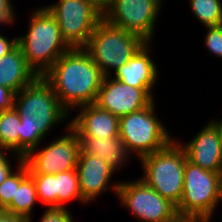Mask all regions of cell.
Returning <instances> with one entry per match:
<instances>
[{"label":"cell","mask_w":222,"mask_h":222,"mask_svg":"<svg viewBox=\"0 0 222 222\" xmlns=\"http://www.w3.org/2000/svg\"><path fill=\"white\" fill-rule=\"evenodd\" d=\"M154 97L149 88H136L105 76L95 104L120 118L145 108Z\"/></svg>","instance_id":"7c38bea8"},{"label":"cell","mask_w":222,"mask_h":222,"mask_svg":"<svg viewBox=\"0 0 222 222\" xmlns=\"http://www.w3.org/2000/svg\"><path fill=\"white\" fill-rule=\"evenodd\" d=\"M151 44L153 42H147L141 47L125 65L112 74L113 78L136 88H149L154 93L160 73L154 57H151Z\"/></svg>","instance_id":"9a60e30c"},{"label":"cell","mask_w":222,"mask_h":222,"mask_svg":"<svg viewBox=\"0 0 222 222\" xmlns=\"http://www.w3.org/2000/svg\"><path fill=\"white\" fill-rule=\"evenodd\" d=\"M146 43L140 35L115 27L103 19L94 29L84 49L104 76H112Z\"/></svg>","instance_id":"5b68a950"},{"label":"cell","mask_w":222,"mask_h":222,"mask_svg":"<svg viewBox=\"0 0 222 222\" xmlns=\"http://www.w3.org/2000/svg\"><path fill=\"white\" fill-rule=\"evenodd\" d=\"M211 122L216 126L217 130H218V134H219V138H220V144H221V150H222V119L217 118L214 119L210 118Z\"/></svg>","instance_id":"836d02e7"},{"label":"cell","mask_w":222,"mask_h":222,"mask_svg":"<svg viewBox=\"0 0 222 222\" xmlns=\"http://www.w3.org/2000/svg\"><path fill=\"white\" fill-rule=\"evenodd\" d=\"M38 202L36 185L33 178L28 175L18 187L11 204L4 210L8 213L18 214L32 222L33 207Z\"/></svg>","instance_id":"d6986e66"},{"label":"cell","mask_w":222,"mask_h":222,"mask_svg":"<svg viewBox=\"0 0 222 222\" xmlns=\"http://www.w3.org/2000/svg\"><path fill=\"white\" fill-rule=\"evenodd\" d=\"M9 155V156H8ZM11 155H17V154H14L6 149H3L0 147V166H13L12 165V160L10 158Z\"/></svg>","instance_id":"1f68e13d"},{"label":"cell","mask_w":222,"mask_h":222,"mask_svg":"<svg viewBox=\"0 0 222 222\" xmlns=\"http://www.w3.org/2000/svg\"><path fill=\"white\" fill-rule=\"evenodd\" d=\"M42 77L72 114V109L96 102L105 76L84 48H70Z\"/></svg>","instance_id":"7a4b0ae2"},{"label":"cell","mask_w":222,"mask_h":222,"mask_svg":"<svg viewBox=\"0 0 222 222\" xmlns=\"http://www.w3.org/2000/svg\"><path fill=\"white\" fill-rule=\"evenodd\" d=\"M206 34L204 39V46L214 56L220 60L222 59V25L204 27Z\"/></svg>","instance_id":"d4e9b609"},{"label":"cell","mask_w":222,"mask_h":222,"mask_svg":"<svg viewBox=\"0 0 222 222\" xmlns=\"http://www.w3.org/2000/svg\"><path fill=\"white\" fill-rule=\"evenodd\" d=\"M186 160L183 147L174 138L161 150L139 160L143 171L140 178L177 206L183 193Z\"/></svg>","instance_id":"277c9868"},{"label":"cell","mask_w":222,"mask_h":222,"mask_svg":"<svg viewBox=\"0 0 222 222\" xmlns=\"http://www.w3.org/2000/svg\"><path fill=\"white\" fill-rule=\"evenodd\" d=\"M18 45V35L8 38L4 33L0 34V58L5 56Z\"/></svg>","instance_id":"f1b7e54d"},{"label":"cell","mask_w":222,"mask_h":222,"mask_svg":"<svg viewBox=\"0 0 222 222\" xmlns=\"http://www.w3.org/2000/svg\"><path fill=\"white\" fill-rule=\"evenodd\" d=\"M56 176V192H57V208H68L66 204L69 201L77 202L86 205L83 200L79 187V177L77 170L63 171L55 173Z\"/></svg>","instance_id":"ffe728a7"},{"label":"cell","mask_w":222,"mask_h":222,"mask_svg":"<svg viewBox=\"0 0 222 222\" xmlns=\"http://www.w3.org/2000/svg\"><path fill=\"white\" fill-rule=\"evenodd\" d=\"M187 160L205 170L222 174V150L216 126L210 121L188 142H180Z\"/></svg>","instance_id":"5bb4252c"},{"label":"cell","mask_w":222,"mask_h":222,"mask_svg":"<svg viewBox=\"0 0 222 222\" xmlns=\"http://www.w3.org/2000/svg\"><path fill=\"white\" fill-rule=\"evenodd\" d=\"M2 25L5 27V25L7 26L8 24H7L4 20H0V29H1V30H2L1 27H3ZM1 30H0V34H1V32H2Z\"/></svg>","instance_id":"d590c367"},{"label":"cell","mask_w":222,"mask_h":222,"mask_svg":"<svg viewBox=\"0 0 222 222\" xmlns=\"http://www.w3.org/2000/svg\"><path fill=\"white\" fill-rule=\"evenodd\" d=\"M12 166H0V184L14 171Z\"/></svg>","instance_id":"d6a6232c"},{"label":"cell","mask_w":222,"mask_h":222,"mask_svg":"<svg viewBox=\"0 0 222 222\" xmlns=\"http://www.w3.org/2000/svg\"><path fill=\"white\" fill-rule=\"evenodd\" d=\"M36 185L37 199L46 208H57L55 174H29Z\"/></svg>","instance_id":"cb8c5ba5"},{"label":"cell","mask_w":222,"mask_h":222,"mask_svg":"<svg viewBox=\"0 0 222 222\" xmlns=\"http://www.w3.org/2000/svg\"><path fill=\"white\" fill-rule=\"evenodd\" d=\"M16 93L7 87L0 86V111L14 108Z\"/></svg>","instance_id":"83f0119b"},{"label":"cell","mask_w":222,"mask_h":222,"mask_svg":"<svg viewBox=\"0 0 222 222\" xmlns=\"http://www.w3.org/2000/svg\"><path fill=\"white\" fill-rule=\"evenodd\" d=\"M76 170L81 196L86 203H92L100 195L108 193L109 189L117 196L120 180L115 183L112 181L115 171L106 161L92 154H79Z\"/></svg>","instance_id":"4fadbf2b"},{"label":"cell","mask_w":222,"mask_h":222,"mask_svg":"<svg viewBox=\"0 0 222 222\" xmlns=\"http://www.w3.org/2000/svg\"><path fill=\"white\" fill-rule=\"evenodd\" d=\"M78 137L80 140V154H92L98 159L106 161L115 172L125 168L126 162L132 160V156L125 148L124 141L120 136L105 138Z\"/></svg>","instance_id":"e0dca14e"},{"label":"cell","mask_w":222,"mask_h":222,"mask_svg":"<svg viewBox=\"0 0 222 222\" xmlns=\"http://www.w3.org/2000/svg\"><path fill=\"white\" fill-rule=\"evenodd\" d=\"M14 161L17 166H15V171H13L5 181L0 184V209L5 210L12 202L13 197H15L16 187L29 175L28 167L23 162V157L15 155ZM17 168V169H16Z\"/></svg>","instance_id":"603a6c76"},{"label":"cell","mask_w":222,"mask_h":222,"mask_svg":"<svg viewBox=\"0 0 222 222\" xmlns=\"http://www.w3.org/2000/svg\"><path fill=\"white\" fill-rule=\"evenodd\" d=\"M156 100L145 108L119 118V136L125 148L137 160L167 146L173 135L157 116Z\"/></svg>","instance_id":"8992f818"},{"label":"cell","mask_w":222,"mask_h":222,"mask_svg":"<svg viewBox=\"0 0 222 222\" xmlns=\"http://www.w3.org/2000/svg\"><path fill=\"white\" fill-rule=\"evenodd\" d=\"M13 0H0V20H4L8 25H12L17 22Z\"/></svg>","instance_id":"4316f807"},{"label":"cell","mask_w":222,"mask_h":222,"mask_svg":"<svg viewBox=\"0 0 222 222\" xmlns=\"http://www.w3.org/2000/svg\"><path fill=\"white\" fill-rule=\"evenodd\" d=\"M118 203L141 222H168L178 213L176 205L149 187L141 178L122 180L117 190Z\"/></svg>","instance_id":"9c48e42d"},{"label":"cell","mask_w":222,"mask_h":222,"mask_svg":"<svg viewBox=\"0 0 222 222\" xmlns=\"http://www.w3.org/2000/svg\"><path fill=\"white\" fill-rule=\"evenodd\" d=\"M65 124L64 135L49 141L44 148L38 146L23 158L29 174H55L76 169L80 140L70 123Z\"/></svg>","instance_id":"8fae6325"},{"label":"cell","mask_w":222,"mask_h":222,"mask_svg":"<svg viewBox=\"0 0 222 222\" xmlns=\"http://www.w3.org/2000/svg\"><path fill=\"white\" fill-rule=\"evenodd\" d=\"M96 2L102 9H104L112 0H93Z\"/></svg>","instance_id":"e575fe53"},{"label":"cell","mask_w":222,"mask_h":222,"mask_svg":"<svg viewBox=\"0 0 222 222\" xmlns=\"http://www.w3.org/2000/svg\"><path fill=\"white\" fill-rule=\"evenodd\" d=\"M192 15L204 27L222 25V0H188Z\"/></svg>","instance_id":"7402d4cb"},{"label":"cell","mask_w":222,"mask_h":222,"mask_svg":"<svg viewBox=\"0 0 222 222\" xmlns=\"http://www.w3.org/2000/svg\"><path fill=\"white\" fill-rule=\"evenodd\" d=\"M222 174L205 170L188 160L184 168V186L178 215L200 216L212 221L221 202Z\"/></svg>","instance_id":"52a82bcc"},{"label":"cell","mask_w":222,"mask_h":222,"mask_svg":"<svg viewBox=\"0 0 222 222\" xmlns=\"http://www.w3.org/2000/svg\"><path fill=\"white\" fill-rule=\"evenodd\" d=\"M77 116L70 118V127L78 136L105 138L119 136V118L97 104L78 108Z\"/></svg>","instance_id":"2e32d148"},{"label":"cell","mask_w":222,"mask_h":222,"mask_svg":"<svg viewBox=\"0 0 222 222\" xmlns=\"http://www.w3.org/2000/svg\"><path fill=\"white\" fill-rule=\"evenodd\" d=\"M0 222H29V219L24 216L8 213L2 210L0 211Z\"/></svg>","instance_id":"f546056e"},{"label":"cell","mask_w":222,"mask_h":222,"mask_svg":"<svg viewBox=\"0 0 222 222\" xmlns=\"http://www.w3.org/2000/svg\"><path fill=\"white\" fill-rule=\"evenodd\" d=\"M163 0H112L104 9V19L111 25L140 35L153 42ZM157 21V22H156Z\"/></svg>","instance_id":"30bf717a"},{"label":"cell","mask_w":222,"mask_h":222,"mask_svg":"<svg viewBox=\"0 0 222 222\" xmlns=\"http://www.w3.org/2000/svg\"><path fill=\"white\" fill-rule=\"evenodd\" d=\"M37 77L27 65L19 45L0 58V86L7 87L17 93Z\"/></svg>","instance_id":"ac0fdd59"},{"label":"cell","mask_w":222,"mask_h":222,"mask_svg":"<svg viewBox=\"0 0 222 222\" xmlns=\"http://www.w3.org/2000/svg\"><path fill=\"white\" fill-rule=\"evenodd\" d=\"M14 109L20 115L19 156L23 158L48 137L56 124L70 123V113L61 105L51 85L40 76L16 93Z\"/></svg>","instance_id":"6da1fadb"},{"label":"cell","mask_w":222,"mask_h":222,"mask_svg":"<svg viewBox=\"0 0 222 222\" xmlns=\"http://www.w3.org/2000/svg\"><path fill=\"white\" fill-rule=\"evenodd\" d=\"M44 7L56 19L61 36L70 48H84L104 19L103 9L93 0H57Z\"/></svg>","instance_id":"ba28073f"},{"label":"cell","mask_w":222,"mask_h":222,"mask_svg":"<svg viewBox=\"0 0 222 222\" xmlns=\"http://www.w3.org/2000/svg\"><path fill=\"white\" fill-rule=\"evenodd\" d=\"M168 222H210V220L200 216L177 215L174 219Z\"/></svg>","instance_id":"4dcf8cb0"},{"label":"cell","mask_w":222,"mask_h":222,"mask_svg":"<svg viewBox=\"0 0 222 222\" xmlns=\"http://www.w3.org/2000/svg\"><path fill=\"white\" fill-rule=\"evenodd\" d=\"M27 19V32L18 35V45L27 65L42 77L70 47L63 40L56 19L44 7H36Z\"/></svg>","instance_id":"3957f363"},{"label":"cell","mask_w":222,"mask_h":222,"mask_svg":"<svg viewBox=\"0 0 222 222\" xmlns=\"http://www.w3.org/2000/svg\"><path fill=\"white\" fill-rule=\"evenodd\" d=\"M20 115L13 108L0 111V147L19 155Z\"/></svg>","instance_id":"44dd1931"},{"label":"cell","mask_w":222,"mask_h":222,"mask_svg":"<svg viewBox=\"0 0 222 222\" xmlns=\"http://www.w3.org/2000/svg\"><path fill=\"white\" fill-rule=\"evenodd\" d=\"M40 222H75L69 208H46L39 218Z\"/></svg>","instance_id":"484cf974"},{"label":"cell","mask_w":222,"mask_h":222,"mask_svg":"<svg viewBox=\"0 0 222 222\" xmlns=\"http://www.w3.org/2000/svg\"><path fill=\"white\" fill-rule=\"evenodd\" d=\"M221 200H222V182H221Z\"/></svg>","instance_id":"8d00e7d4"}]
</instances>
